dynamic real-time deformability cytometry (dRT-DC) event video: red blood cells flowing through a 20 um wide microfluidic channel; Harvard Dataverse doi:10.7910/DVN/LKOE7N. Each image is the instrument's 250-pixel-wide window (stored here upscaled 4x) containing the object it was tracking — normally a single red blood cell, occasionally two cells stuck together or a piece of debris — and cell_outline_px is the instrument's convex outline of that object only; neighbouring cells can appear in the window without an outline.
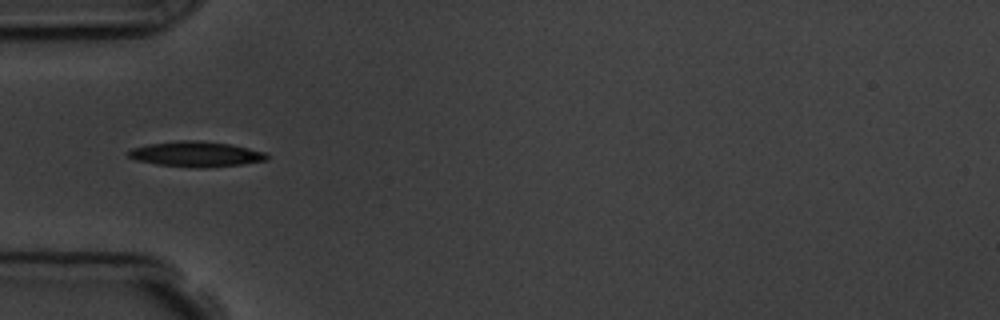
{"species": "common noctule bat (a hibernating species)", "species_latin": "Nyctalus noctula", "temperature_condition": "room temperature", "stored_images_in_passage": 5, "camera_frame_rate_fps": 3000, "um_per_image_px": 0.085, "animal": {"sex": "male", "body_mass_g": 19.5, "forearm_length_mm": 54.6}, "frame": {"image": 1, "passage_image": 4, "time_ms": 4.0, "image_size_px": [1000, 320], "cell_outline_px": [[268, 160], [240, 164], [204, 168], [192, 168], [156, 164], [136, 160], [128, 156], [124, 152], [132, 148], [148, 144], [180, 140], [196, 140], [228, 144], [248, 148], [264, 152], [268, 156]], "centroid_in_image_um": [16.6, 13.1], "position_along_channel_um": 68.4, "area_um2": 20.4}}